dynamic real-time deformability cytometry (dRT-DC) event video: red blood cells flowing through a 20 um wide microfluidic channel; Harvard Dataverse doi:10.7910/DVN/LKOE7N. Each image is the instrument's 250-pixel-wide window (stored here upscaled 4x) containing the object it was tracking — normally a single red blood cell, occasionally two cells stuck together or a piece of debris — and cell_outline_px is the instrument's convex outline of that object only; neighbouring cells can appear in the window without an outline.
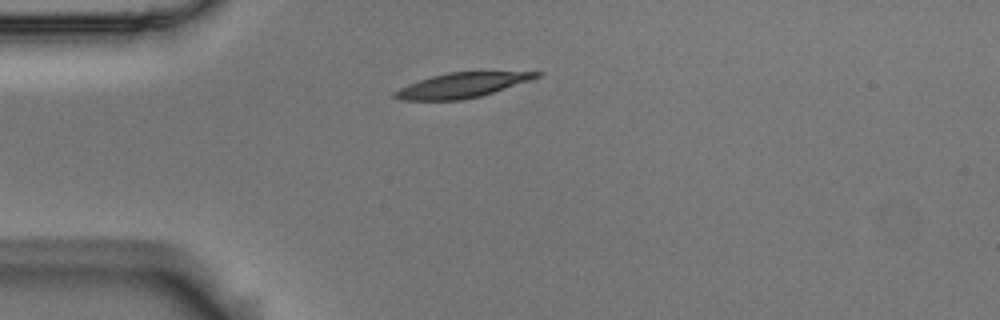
{"species": "Egyptian fruit bat (a non-hibernating species)", "species_latin": "Rousettus aegyptiacus", "temperature_condition": "room temperature", "stored_images_in_passage": 3, "camera_frame_rate_fps": 3000, "um_per_image_px": 0.085, "animal": {"sex": "male"}, "frame": {"image": 1, "passage_image": 1, "time_ms": 0.0, "image_size_px": [1000, 320], "cell_outline_px": [[544, 72], [540, 76], [532, 80], [480, 96], [464, 100], [400, 100], [392, 96], [392, 92], [408, 84], [432, 76], [448, 72]], "centroid_in_image_um": [39.24, 7.25], "position_along_channel_um": 45.8, "area_um2": 20.4}}
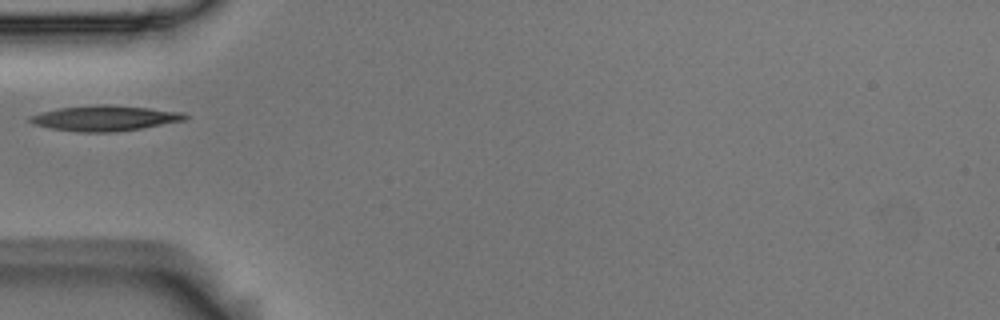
{"frame": {"image": 2, "passage_image": 2, "time_ms": 0.333, "image_size_px": [1000, 320], "cell_outline_px": [[188, 116], [184, 120], [140, 128], [116, 132], [84, 132], [52, 128], [32, 124], [28, 120], [28, 116], [60, 108], [96, 104], [108, 104], [148, 108], [184, 112]], "centroid_in_image_um": [8.9, 10.04], "position_along_channel_um": 76.1, "area_um2": 22.66}}
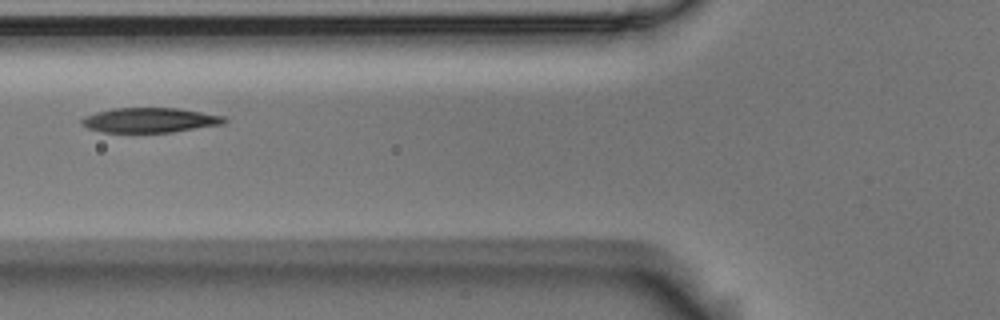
{"frame": {"image": 3, "passage_image": 3, "time_ms": 0.667, "image_size_px": [1000, 320], "cell_outline_px": [[228, 120], [224, 124], [172, 132], [104, 132], [88, 128], [80, 124], [80, 120], [84, 116], [96, 112], [112, 108], [176, 108], [224, 116]], "centroid_in_image_um": [12.72, 10.21], "position_along_channel_um": 113.1, "area_um2": 20.58}}